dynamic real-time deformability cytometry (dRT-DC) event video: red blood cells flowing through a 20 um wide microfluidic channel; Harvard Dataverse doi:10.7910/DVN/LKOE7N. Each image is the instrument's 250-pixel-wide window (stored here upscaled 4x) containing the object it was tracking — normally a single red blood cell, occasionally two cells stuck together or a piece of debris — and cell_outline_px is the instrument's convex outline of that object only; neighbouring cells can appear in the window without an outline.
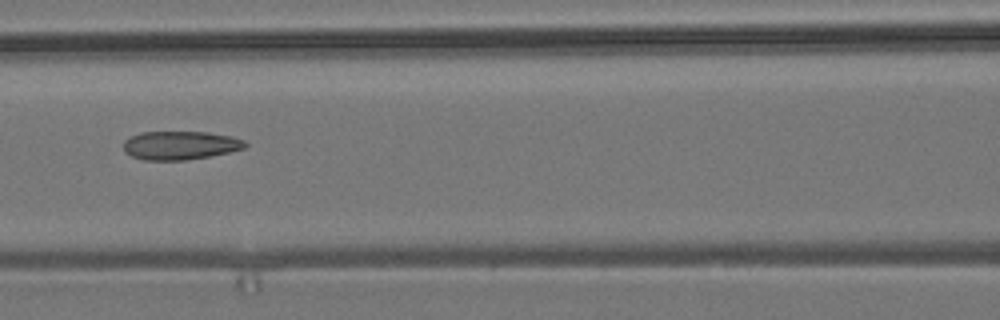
{"species": "common noctule bat (a hibernating species)", "species_latin": "Nyctalus noctula", "temperature_condition": "room temperature", "stored_images_in_passage": 14, "camera_frame_rate_fps": 3000, "um_per_image_px": 0.085, "animal": {"sex": "male", "body_mass_g": 19.2, "forearm_length_mm": 51.8}, "frame": {"image": 1, "passage_image": 7, "time_ms": 8.667, "image_size_px": [1000, 320], "cell_outline_px": [[248, 144], [244, 148], [228, 152], [208, 156], [184, 160], [144, 160], [132, 156], [124, 152], [124, 140], [140, 132], [208, 132], [232, 136], [244, 140]], "centroid_in_image_um": [15.31, 12.35], "position_along_channel_um": 151.3, "area_um2": 20.17}}
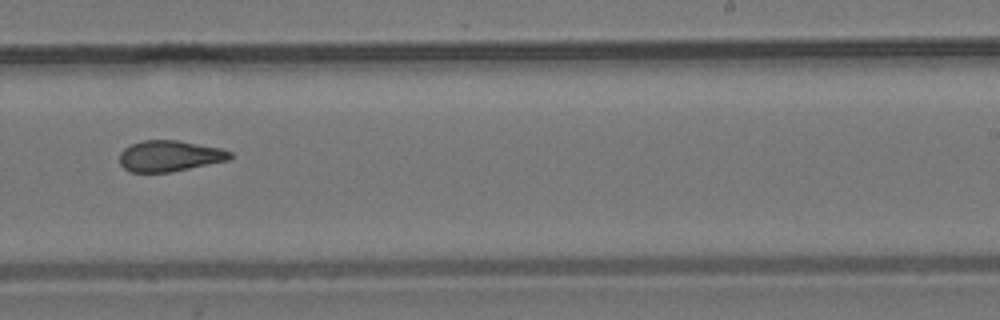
{"frame": {"image": 2, "passage_image": 10, "time_ms": 12.0, "image_size_px": [1000, 320], "cell_outline_px": [[232, 156], [228, 160], [168, 172], [132, 172], [124, 168], [120, 164], [120, 152], [124, 148], [132, 144], [144, 140], [176, 140], [220, 148], [232, 152]], "centroid_in_image_um": [14.39, 13.25], "position_along_channel_um": 274.6, "area_um2": 19.65}}
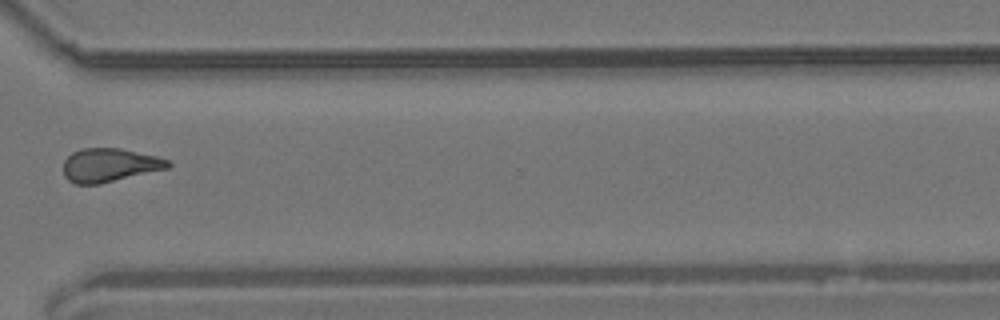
{"frame": {"image": 3, "passage_image": 12, "time_ms": 14.333, "image_size_px": [1000, 320], "cell_outline_px": [[172, 164], [168, 168], [100, 184], [76, 184], [68, 180], [64, 176], [64, 160], [72, 152], [80, 148], [120, 148], [156, 156], [172, 160]], "centroid_in_image_um": [9.32, 14.03], "position_along_channel_um": 361.3, "area_um2": 20.58}, "authors_computed_cell_mechanics": {"area_um2": 20.5768, "velocity_mm_per_s": 3.7146, "shape_relaxation_time_tau1_ms": null, "shape_relaxation_time_tau2_ms": 4.5534, "deformation_change_tau1": null, "deformation_change_tau2": 0.117}}